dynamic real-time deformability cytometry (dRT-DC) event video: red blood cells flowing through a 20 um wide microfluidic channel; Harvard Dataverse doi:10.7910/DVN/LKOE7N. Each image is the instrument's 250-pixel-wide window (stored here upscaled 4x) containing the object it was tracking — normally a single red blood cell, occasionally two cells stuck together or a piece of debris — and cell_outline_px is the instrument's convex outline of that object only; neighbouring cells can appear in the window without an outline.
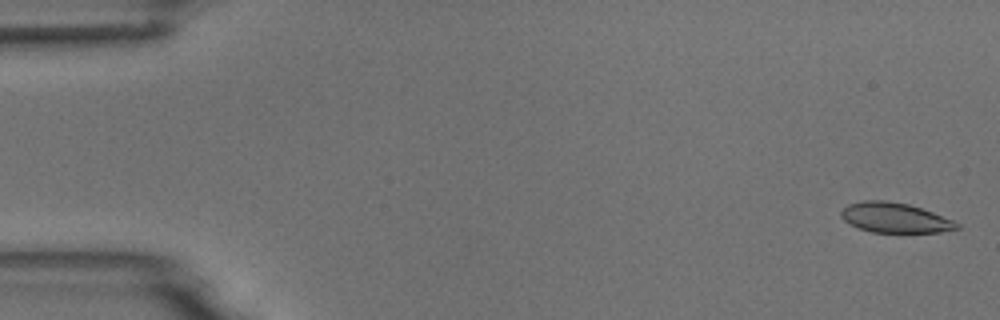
{"species": "common noctule bat (a hibernating species)", "species_latin": "Nyctalus noctula", "temperature_condition": "room temperature", "stored_images_in_passage": 6, "camera_frame_rate_fps": 3000, "um_per_image_px": 0.085, "animal": {"sex": "male", "body_mass_g": 18.8}, "frame": {"image": 1, "passage_image": 1, "time_ms": 0.0, "image_size_px": [1000, 320], "cell_outline_px": [[960, 228], [940, 232], [872, 232], [856, 228], [848, 224], [840, 216], [840, 212], [848, 204], [864, 200], [884, 200], [908, 204], [932, 212], [952, 220], [960, 224]], "centroid_in_image_um": [76.02, 18.51], "position_along_channel_um": 9.0, "area_um2": 20.17}}